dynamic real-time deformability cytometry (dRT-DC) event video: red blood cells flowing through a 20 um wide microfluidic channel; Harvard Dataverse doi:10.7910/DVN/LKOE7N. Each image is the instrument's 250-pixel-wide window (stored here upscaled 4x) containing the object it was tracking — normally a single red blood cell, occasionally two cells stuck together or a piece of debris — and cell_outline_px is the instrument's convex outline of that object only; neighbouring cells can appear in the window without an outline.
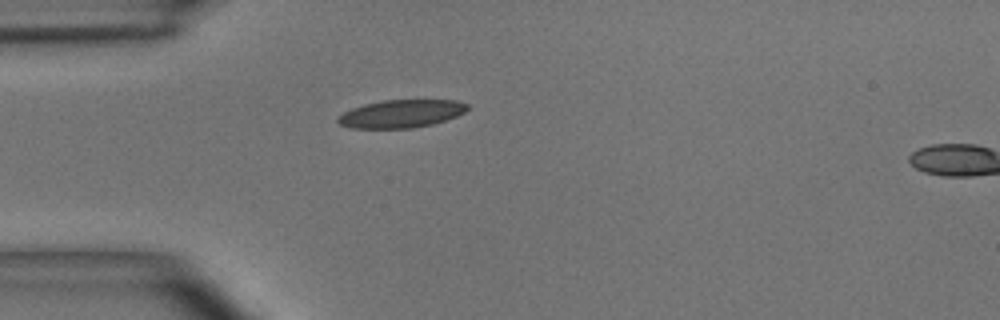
{"species": "common noctule bat (a hibernating species)", "species_latin": "Nyctalus noctula", "temperature_condition": "room temperature", "stored_images_in_passage": 2, "segment_of_instrument_passage": [1, 2], "camera_frame_rate_fps": 3000, "um_per_image_px": 0.085, "animal": {"sex": "male", "body_mass_g": 15.6}, "frame": {"image": 1, "passage_image": 1, "time_ms": 0.0, "image_size_px": [1000, 320], "cell_outline_px": [[472, 108], [456, 116], [432, 124], [412, 128], [352, 128], [340, 124], [336, 120], [336, 116], [352, 108], [364, 104], [384, 100], [456, 100], [468, 104]], "centroid_in_image_um": [34.11, 9.66], "position_along_channel_um": 50.9, "area_um2": 21.1}}